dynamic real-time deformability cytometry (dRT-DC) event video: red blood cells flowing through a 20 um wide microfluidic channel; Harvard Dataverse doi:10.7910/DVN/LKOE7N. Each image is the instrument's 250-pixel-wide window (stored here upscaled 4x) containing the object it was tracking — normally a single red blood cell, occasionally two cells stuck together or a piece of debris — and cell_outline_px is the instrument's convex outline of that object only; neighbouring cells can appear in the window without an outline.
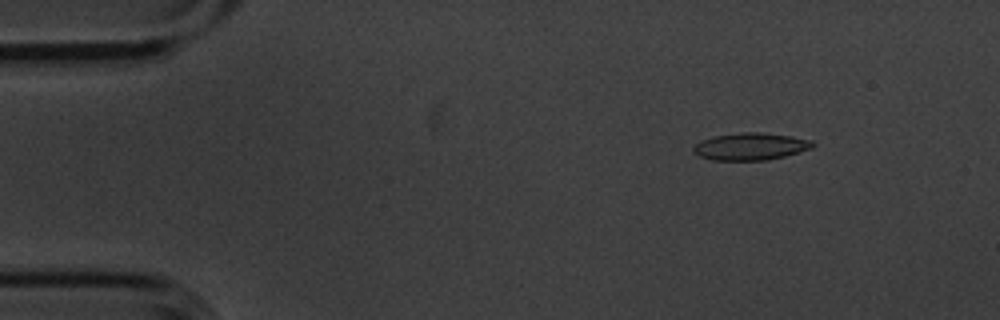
{"species": "common noctule bat (a hibernating species)", "species_latin": "Nyctalus noctula", "temperature_condition": "cold", "stored_images_in_passage": 9, "camera_frame_rate_fps": 3000, "um_per_image_px": 0.085, "animal": {"sex": "male", "body_mass_g": 20.1, "forearm_length_mm": 53.5}, "frame": {"image": 1, "passage_image": 1, "time_ms": 0.0, "image_size_px": [1000, 320], "cell_outline_px": [[816, 144], [812, 148], [784, 156], [768, 160], [712, 160], [700, 156], [692, 152], [692, 148], [696, 144], [712, 136], [740, 132], [760, 132], [792, 136], [812, 140]], "centroid_in_image_um": [63.8, 12.44], "position_along_channel_um": 21.2, "area_um2": 18.96}}
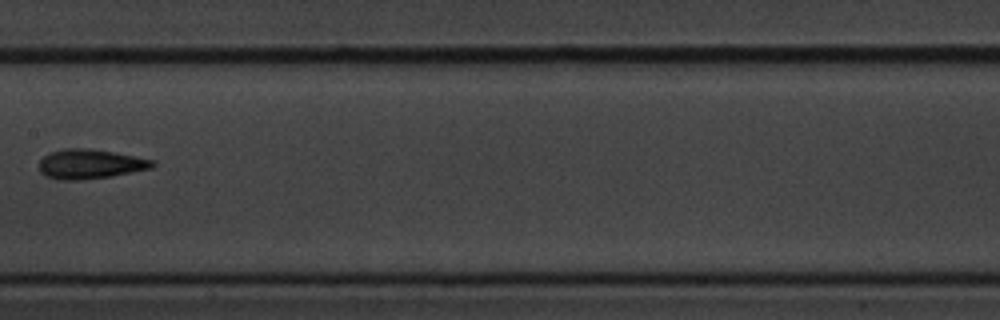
{"frame": {"image": 2, "passage_image": 6, "time_ms": 1.667, "image_size_px": [1000, 320], "cell_outline_px": [[156, 164], [152, 168], [112, 176], [80, 180], [60, 180], [48, 176], [40, 172], [40, 160], [48, 152], [64, 148], [92, 148], [156, 160]], "centroid_in_image_um": [7.68, 13.93], "position_along_channel_um": 199.7, "area_um2": 19.65}}
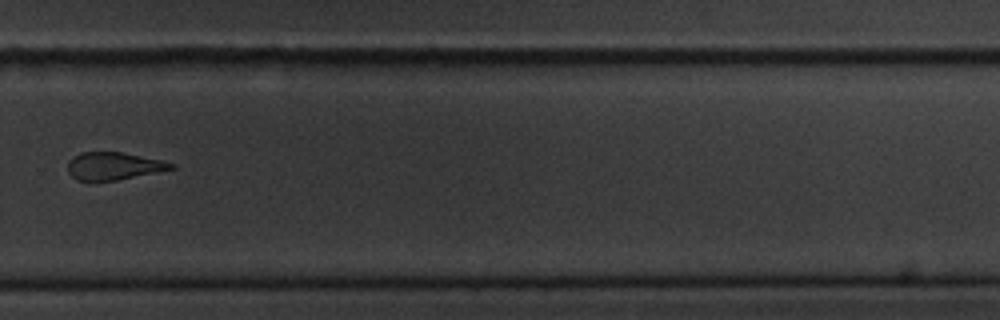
{"frame": {"image": 3, "passage_image": 9, "time_ms": 2.667, "image_size_px": [1000, 320], "cell_outline_px": [[176, 168], [116, 180], [76, 180], [68, 172], [68, 160], [72, 156], [80, 152], [120, 152], [160, 160], [176, 164]], "centroid_in_image_um": [9.62, 14.1], "position_along_channel_um": 320.2, "area_um2": 16.42}}